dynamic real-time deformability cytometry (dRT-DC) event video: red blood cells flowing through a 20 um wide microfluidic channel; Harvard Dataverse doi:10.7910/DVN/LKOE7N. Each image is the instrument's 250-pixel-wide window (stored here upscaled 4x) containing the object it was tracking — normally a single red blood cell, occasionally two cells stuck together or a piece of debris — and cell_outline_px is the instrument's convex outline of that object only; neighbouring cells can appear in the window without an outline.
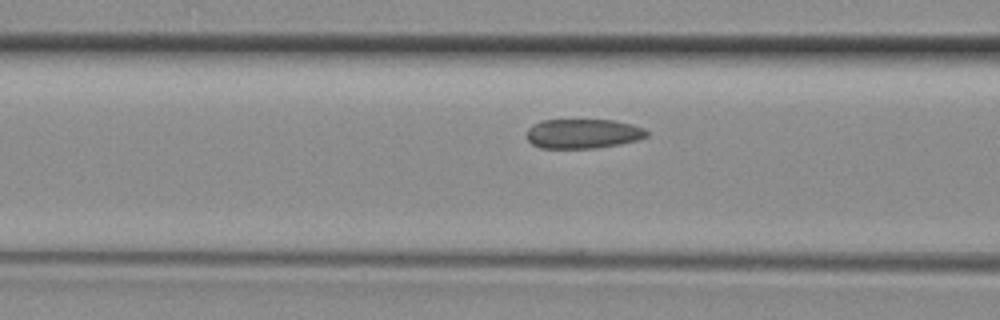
{"species": "common noctule bat (a hibernating species)", "species_latin": "Nyctalus noctula", "temperature_condition": "room temperature", "stored_images_in_passage": 5, "camera_frame_rate_fps": 3000, "um_per_image_px": 0.085, "animal": {"sex": "female", "body_mass_g": 29.2, "forearm_length_mm": 56.3}, "frame": {"image": 1, "passage_image": 4, "time_ms": 1.0, "image_size_px": [1000, 320], "cell_outline_px": [[648, 136], [636, 140], [620, 144], [596, 148], [540, 148], [532, 144], [528, 140], [528, 128], [540, 120], [612, 120], [632, 124], [644, 128], [648, 132]], "centroid_in_image_um": [49.56, 11.36], "position_along_channel_um": 117.0, "area_um2": 20.63}}